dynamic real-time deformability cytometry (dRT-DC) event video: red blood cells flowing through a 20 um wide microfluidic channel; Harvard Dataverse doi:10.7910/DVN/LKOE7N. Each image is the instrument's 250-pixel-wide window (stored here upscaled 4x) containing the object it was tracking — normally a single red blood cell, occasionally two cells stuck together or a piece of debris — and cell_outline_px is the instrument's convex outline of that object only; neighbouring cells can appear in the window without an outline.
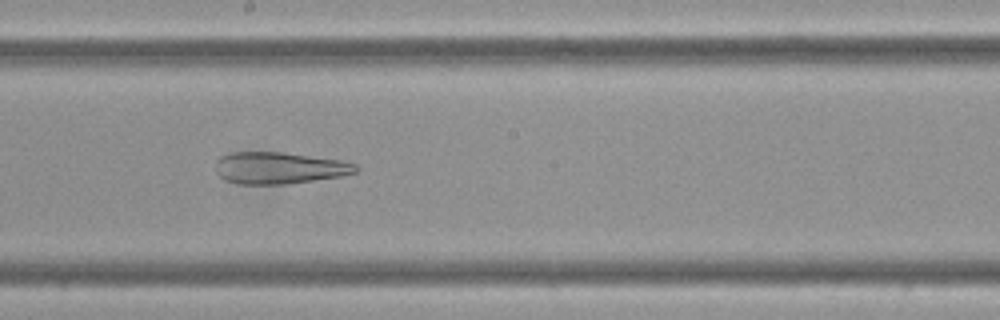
{"species": "Egyptian fruit bat (a non-hibernating species)", "species_latin": "Rousettus aegyptiacus", "temperature_condition": "cold", "stored_images_in_passage": 58, "camera_frame_rate_fps": 3000, "um_per_image_px": 0.085, "frame": {"image": 1, "passage_image": 32, "time_ms": 10.333, "image_size_px": [1000, 320], "cell_outline_px": [[360, 168], [356, 172], [340, 176], [284, 184], [240, 184], [224, 180], [216, 172], [216, 160], [220, 156], [232, 152], [280, 152], [340, 160], [356, 164]], "centroid_in_image_um": [23.7, 14.27], "position_along_channel_um": 224.5, "area_um2": 25.78}}
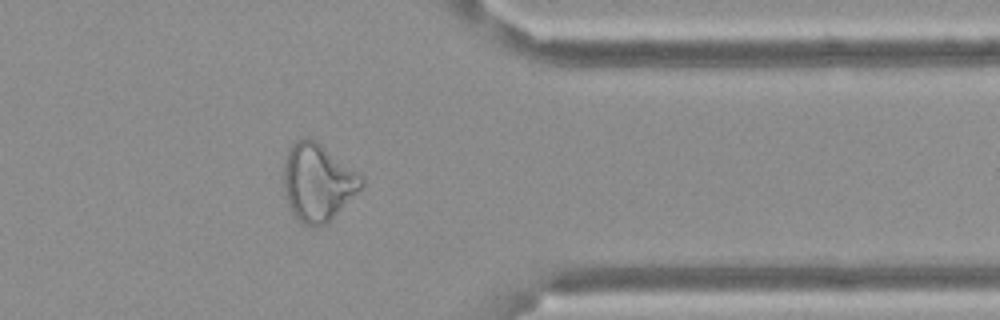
{"frame": {"image": 2, "passage_image": 47, "time_ms": 15.333, "image_size_px": [1000, 320], "cell_outline_px": [[364, 184], [328, 224], [316, 228], [312, 228], [300, 224], [292, 212], [284, 196], [284, 156], [288, 148], [300, 136], [308, 136], [316, 140], [364, 176]], "centroid_in_image_um": [26.99, 15.5], "position_along_channel_um": 384.4, "area_um2": 35.89}}
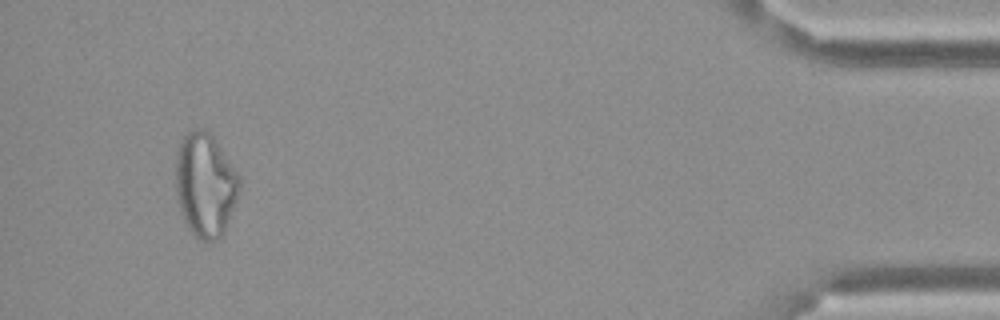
{"frame": {"image": 3, "passage_image": 55, "time_ms": 18.0, "image_size_px": [1000, 320], "cell_outline_px": [[240, 188], [236, 200], [224, 232], [216, 240], [200, 240], [192, 232], [180, 208], [176, 196], [176, 156], [180, 140], [188, 132], [196, 128], [204, 128], [216, 140], [240, 176]], "centroid_in_image_um": [17.45, 15.67], "position_along_channel_um": 417.7, "area_um2": 38.21}}